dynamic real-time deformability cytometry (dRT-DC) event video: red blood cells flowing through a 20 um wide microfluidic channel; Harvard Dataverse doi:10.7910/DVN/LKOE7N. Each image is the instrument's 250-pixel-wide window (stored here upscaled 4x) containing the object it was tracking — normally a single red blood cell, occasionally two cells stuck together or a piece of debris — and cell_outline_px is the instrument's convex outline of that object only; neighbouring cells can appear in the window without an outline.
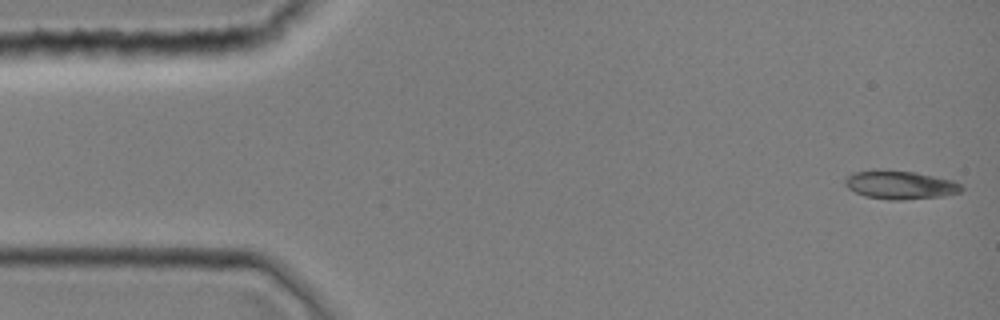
{"species": "common noctule bat (a hibernating species)", "species_latin": "Nyctalus noctula", "temperature_condition": "room temperature", "stored_images_in_passage": 43, "camera_frame_rate_fps": 3000, "um_per_image_px": 0.085, "animal": {"sex": "female", "body_mass_g": 19.0, "forearm_length_mm": 51.5}, "frame": {"image": 1, "passage_image": 1, "time_ms": 0.0, "image_size_px": [1000, 320], "cell_outline_px": [[964, 188], [960, 192], [944, 196], [904, 200], [888, 200], [864, 196], [848, 188], [844, 184], [844, 180], [852, 172], [872, 168], [888, 168], [916, 172], [952, 180], [960, 184]], "centroid_in_image_um": [76.46, 15.69], "position_along_channel_um": 8.5, "area_um2": 19.94}}
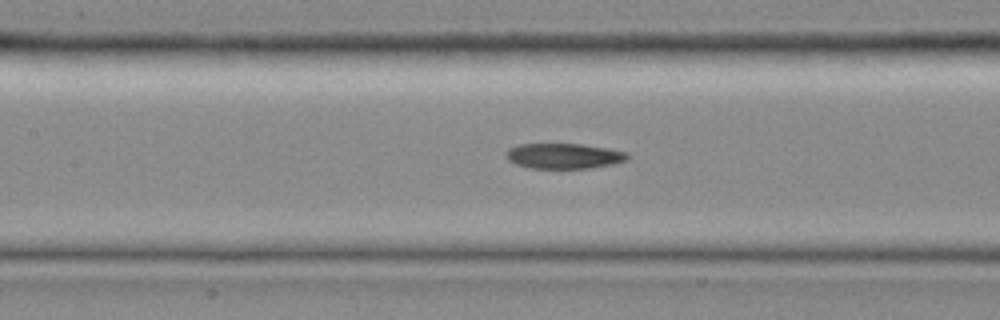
{"frame": {"image": 2, "passage_image": 19, "time_ms": 6.0, "image_size_px": [1000, 320], "cell_outline_px": [[628, 160], [612, 164], [592, 168], [528, 168], [516, 164], [508, 160], [504, 156], [504, 152], [508, 148], [520, 144], [580, 144], [608, 148], [628, 152]], "centroid_in_image_um": [47.9, 13.26], "position_along_channel_um": 159.5, "area_um2": 18.09}}
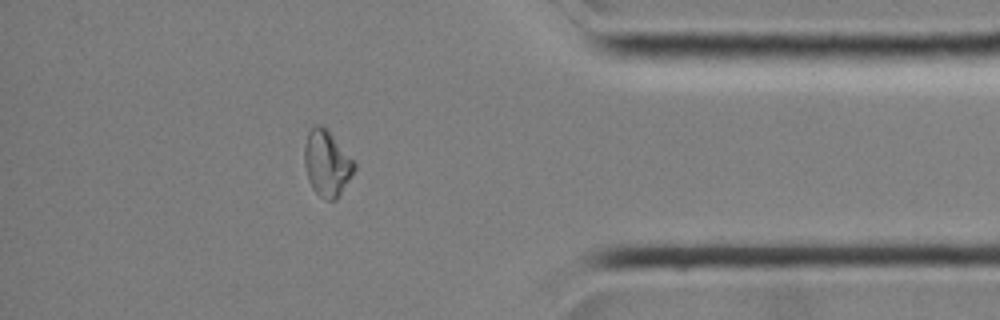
{"frame": {"image": 3, "passage_image": 37, "time_ms": 12.0, "image_size_px": [1000, 320], "cell_outline_px": [[356, 168], [352, 176], [340, 196], [336, 200], [324, 200], [312, 188], [308, 180], [304, 164], [304, 148], [308, 132], [312, 124], [320, 124], [328, 128], [356, 164]], "centroid_in_image_um": [27.78, 13.87], "position_along_channel_um": 407.4, "area_um2": 19.54}}